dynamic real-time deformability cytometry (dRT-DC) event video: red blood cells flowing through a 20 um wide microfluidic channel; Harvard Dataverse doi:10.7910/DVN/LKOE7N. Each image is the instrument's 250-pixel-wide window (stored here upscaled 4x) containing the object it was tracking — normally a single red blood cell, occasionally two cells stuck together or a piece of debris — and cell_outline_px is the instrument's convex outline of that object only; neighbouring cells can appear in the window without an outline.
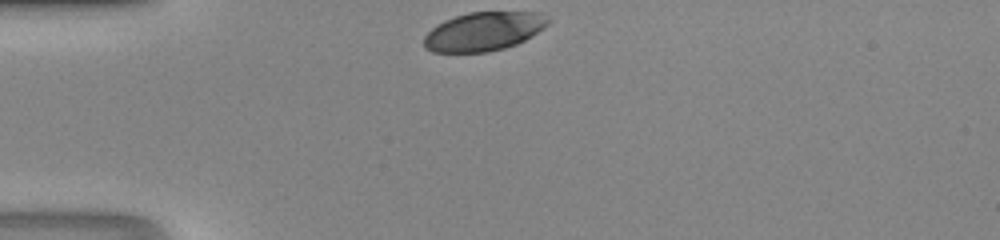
{"species": "human", "species_latin": "Homo sapiens", "temperature_condition": "room temperature", "stored_images_in_passage": 26, "camera_frame_rate_fps": 3000, "um_per_image_px": 0.085, "donor": {"sex": "male"}, "frame": {"image": 1, "passage_image": 1, "time_ms": 0.0, "image_size_px": [1000, 240], "cell_outline_px": [[552, 20], [544, 28], [532, 36], [516, 44], [504, 48], [488, 52], [432, 52], [424, 48], [424, 36], [436, 24], [444, 20], [468, 12], [540, 12]], "centroid_in_image_um": [41.12, 2.67], "position_along_channel_um": 43.9, "area_um2": 28.21}}
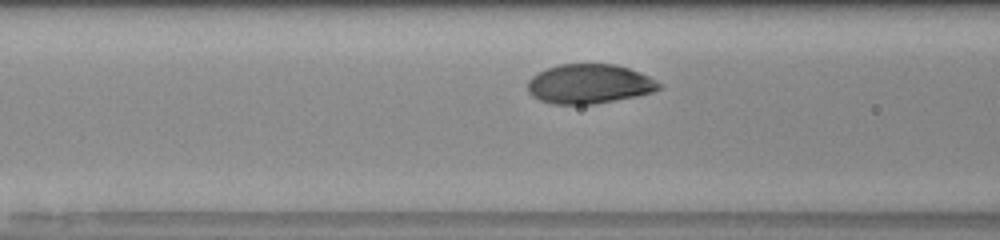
{"frame": {"image": 2, "passage_image": 8, "time_ms": 2.333, "image_size_px": [1000, 240], "cell_outline_px": [[664, 88], [652, 92], [636, 96], [596, 104], [552, 104], [540, 100], [532, 96], [528, 92], [528, 80], [536, 72], [560, 64], [616, 64], [640, 72], [664, 84]], "centroid_in_image_um": [50.11, 7.13], "position_along_channel_um": 116.5, "area_um2": 30.46}}
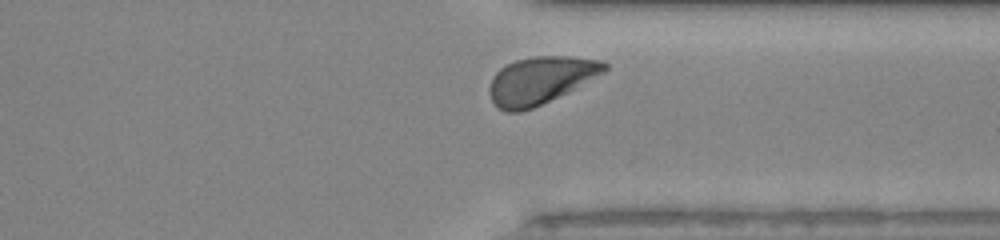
{"frame": {"image": 3, "passage_image": 25, "time_ms": 8.0, "image_size_px": [1000, 240], "cell_outline_px": [[608, 68], [604, 72], [532, 108], [520, 112], [508, 112], [500, 108], [492, 100], [488, 92], [488, 88], [492, 76], [500, 68], [516, 60], [532, 56], [568, 56], [600, 60], [608, 64]], "centroid_in_image_um": [45.88, 6.8], "position_along_channel_um": 365.5, "area_um2": 31.04}}